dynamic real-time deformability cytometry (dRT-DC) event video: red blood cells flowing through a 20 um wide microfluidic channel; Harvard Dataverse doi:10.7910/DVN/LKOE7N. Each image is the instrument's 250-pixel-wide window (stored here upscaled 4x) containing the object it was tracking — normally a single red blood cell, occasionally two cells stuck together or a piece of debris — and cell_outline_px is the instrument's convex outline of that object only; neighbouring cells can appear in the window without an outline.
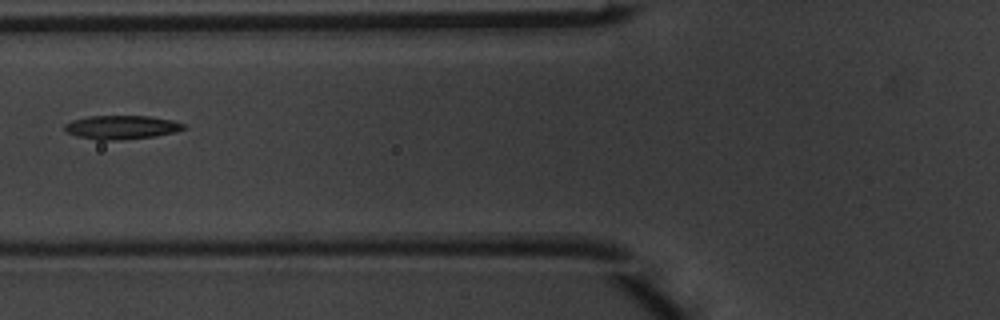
{"species": "common noctule bat (a hibernating species)", "species_latin": "Nyctalus noctula", "temperature_condition": "warm", "stored_images_in_passage": 2, "camera_frame_rate_fps": 3000, "um_per_image_px": 0.085, "animal": {"sex": "male", "body_mass_g": 20.1, "forearm_length_mm": 53.5}, "frame": {"image": 1, "passage_image": 2, "time_ms": 0.333, "image_size_px": [1000, 320], "cell_outline_px": [[188, 128], [176, 132], [156, 136], [116, 140], [96, 140], [76, 136], [64, 132], [64, 124], [72, 120], [88, 116], [148, 116], [172, 120], [184, 124]], "centroid_in_image_um": [10.31, 10.82], "position_along_channel_um": 115.5, "area_um2": 16.65}}